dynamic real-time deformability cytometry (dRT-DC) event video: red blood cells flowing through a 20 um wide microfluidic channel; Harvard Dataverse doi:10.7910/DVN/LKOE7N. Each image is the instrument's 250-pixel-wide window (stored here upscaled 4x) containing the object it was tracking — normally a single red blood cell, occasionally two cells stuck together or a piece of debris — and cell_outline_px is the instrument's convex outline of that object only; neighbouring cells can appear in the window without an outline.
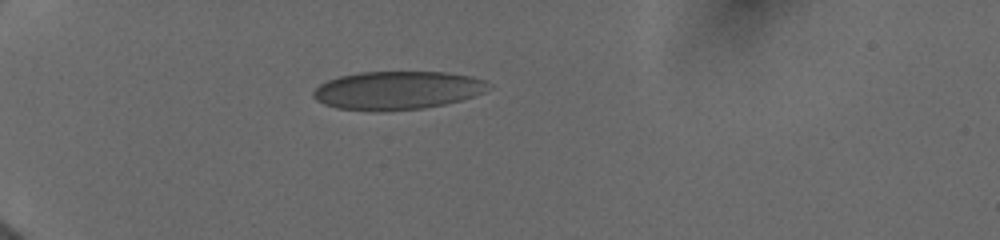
{"species": "human", "species_latin": "Homo sapiens", "temperature_condition": "cold", "stored_images_in_passage": 36, "camera_frame_rate_fps": 3000, "um_per_image_px": 0.085, "donor": {"sex": "female"}, "frame": {"image": 1, "passage_image": 1, "time_ms": 0.0, "image_size_px": [1000, 240], "cell_outline_px": [[488, 84], [484, 92], [460, 100], [444, 104], [424, 108], [336, 108], [324, 104], [316, 100], [312, 96], [312, 92], [320, 84], [328, 80], [340, 76], [360, 72], [444, 72], [472, 76], [484, 80]], "centroid_in_image_um": [33.77, 7.63], "position_along_channel_um": 51.2, "area_um2": 37.8}}
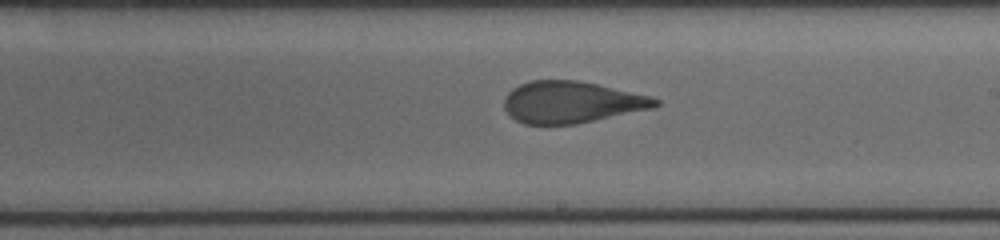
{"frame": {"image": 2, "passage_image": 19, "time_ms": 5.667, "image_size_px": [1000, 240], "cell_outline_px": [[660, 104], [652, 108], [576, 124], [524, 124], [516, 120], [504, 108], [504, 96], [512, 88], [520, 84], [532, 80], [576, 80], [596, 84], [652, 96], [660, 100]], "centroid_in_image_um": [48.56, 8.68], "position_along_channel_um": 240.4, "area_um2": 36.59}}
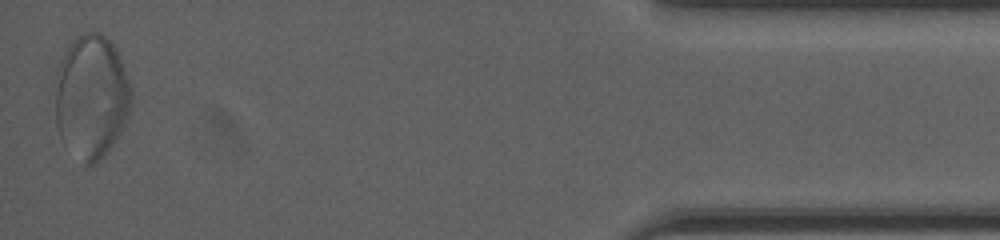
{"frame": {"image": 3, "passage_image": 36, "time_ms": 12.0, "image_size_px": [1000, 240], "cell_outline_px": [[132, 104], [124, 124], [120, 132], [108, 152], [104, 156], [92, 164], [84, 164], [60, 140], [56, 124], [52, 80], [56, 68], [68, 44], [76, 36], [84, 32], [100, 32], [116, 48], [132, 88]], "centroid_in_image_um": [7.71, 8.2], "position_along_channel_um": 427.5, "area_um2": 56.07}, "authors_computed_cell_mechanics": {"area_um2": 38.0324, "velocity_mm_per_s": 3.9745, "shape_relaxation_time_tau1_ms": 9.2717, "shape_relaxation_time_tau2_ms": null, "deformation_change_tau1": 0.2085, "deformation_change_tau2": null}}